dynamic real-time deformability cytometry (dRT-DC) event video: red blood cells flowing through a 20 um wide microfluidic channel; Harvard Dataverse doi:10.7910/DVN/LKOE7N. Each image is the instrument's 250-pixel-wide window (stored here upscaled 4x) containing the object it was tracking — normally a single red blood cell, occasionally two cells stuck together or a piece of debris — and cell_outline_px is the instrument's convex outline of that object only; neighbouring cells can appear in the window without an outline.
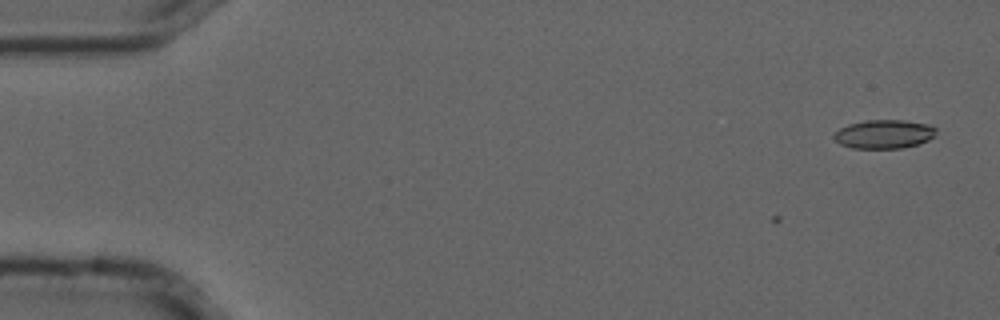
{"species": "common noctule bat (a hibernating species)", "species_latin": "Nyctalus noctula", "temperature_condition": "cold", "stored_images_in_passage": 16, "camera_frame_rate_fps": 3000, "um_per_image_px": 0.085, "animal": {"sex": "male", "forearm_length_mm": 52.5}, "frame": {"image": 1, "passage_image": 1, "time_ms": 0.0, "image_size_px": [1000, 320], "cell_outline_px": [[936, 132], [928, 140], [916, 144], [900, 148], [852, 148], [840, 144], [832, 136], [840, 128], [848, 124], [864, 120], [904, 120], [928, 124], [936, 128]], "centroid_in_image_um": [75.11, 11.39], "position_along_channel_um": 9.9, "area_um2": 16.99}}